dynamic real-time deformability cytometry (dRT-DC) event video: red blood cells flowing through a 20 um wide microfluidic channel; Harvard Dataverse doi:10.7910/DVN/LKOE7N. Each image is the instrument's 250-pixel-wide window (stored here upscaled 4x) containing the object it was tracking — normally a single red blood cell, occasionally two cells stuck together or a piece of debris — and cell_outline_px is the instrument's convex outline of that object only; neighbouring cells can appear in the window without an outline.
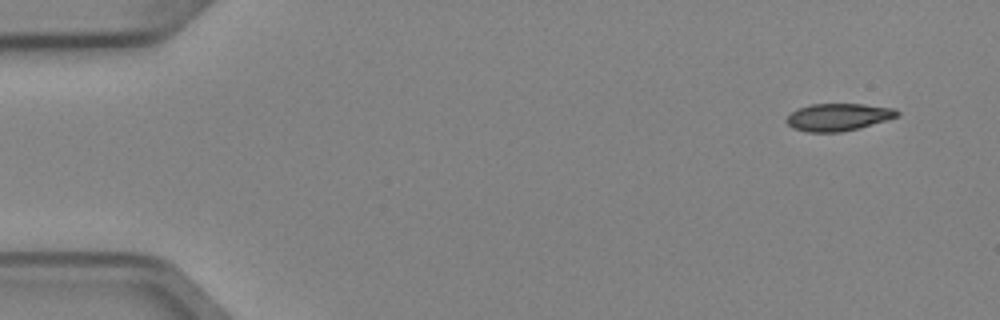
{"species": "Egyptian fruit bat (a non-hibernating species)", "species_latin": "Rousettus aegyptiacus", "temperature_condition": "cold", "stored_images_in_passage": 4, "camera_frame_rate_fps": 3000, "um_per_image_px": 0.085, "animal": {"sex": "female"}, "frame": {"image": 1, "passage_image": 1, "time_ms": 0.0, "image_size_px": [1000, 320], "cell_outline_px": [[900, 112], [896, 116], [884, 120], [856, 128], [840, 132], [808, 132], [792, 128], [784, 120], [796, 108], [812, 104], [864, 104], [896, 108]], "centroid_in_image_um": [71.19, 9.94], "position_along_channel_um": 13.8, "area_um2": 17.46}}
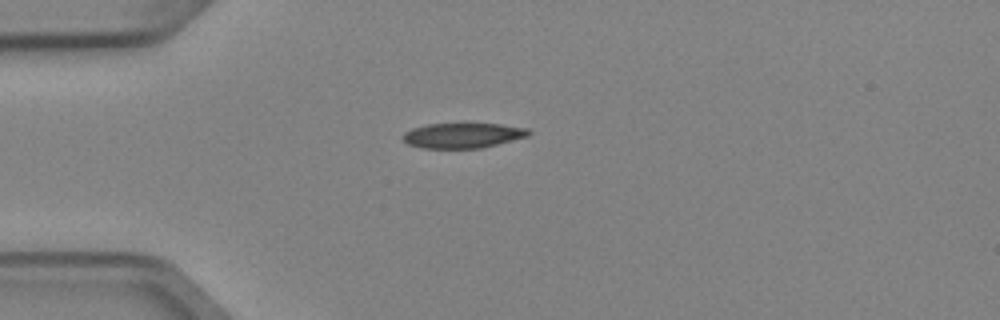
{"frame": {"image": 2, "passage_image": 4, "time_ms": 1.0, "image_size_px": [1000, 320], "cell_outline_px": [[532, 132], [528, 136], [480, 148], [420, 148], [408, 144], [404, 140], [404, 132], [412, 128], [428, 124], [500, 124], [528, 128]], "centroid_in_image_um": [39.34, 11.51], "position_along_channel_um": 45.7, "area_um2": 18.21}}